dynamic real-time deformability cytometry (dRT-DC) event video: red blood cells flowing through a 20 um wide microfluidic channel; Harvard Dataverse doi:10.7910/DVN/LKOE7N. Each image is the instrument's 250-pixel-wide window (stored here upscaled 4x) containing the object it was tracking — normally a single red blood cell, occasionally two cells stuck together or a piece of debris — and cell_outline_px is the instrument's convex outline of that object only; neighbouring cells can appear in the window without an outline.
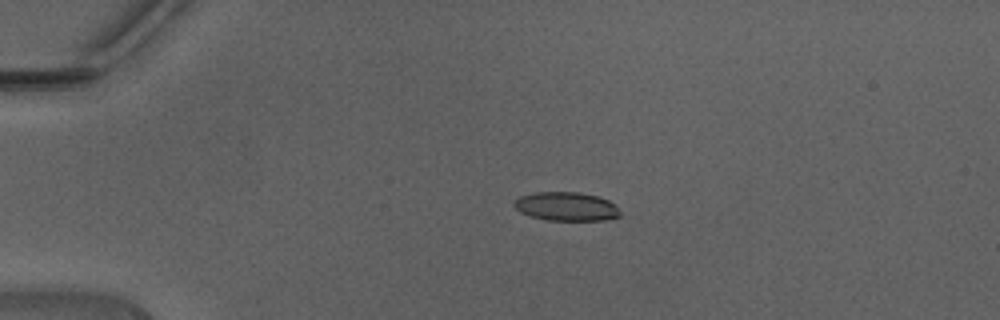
{"species": "Egyptian fruit bat (a non-hibernating species)", "species_latin": "Rousettus aegyptiacus", "temperature_condition": "warm", "stored_images_in_passage": 37, "camera_frame_rate_fps": 3000, "um_per_image_px": 0.085, "animal": {"sex": "male"}, "frame": {"image": 1, "passage_image": 1, "time_ms": 0.0, "image_size_px": [1000, 320], "cell_outline_px": [[620, 216], [604, 220], [548, 220], [528, 216], [520, 212], [512, 204], [520, 196], [536, 192], [576, 192], [596, 196], [608, 200], [616, 204], [620, 212]], "centroid_in_image_um": [48.13, 17.55], "position_along_channel_um": 36.9, "area_um2": 17.74}}
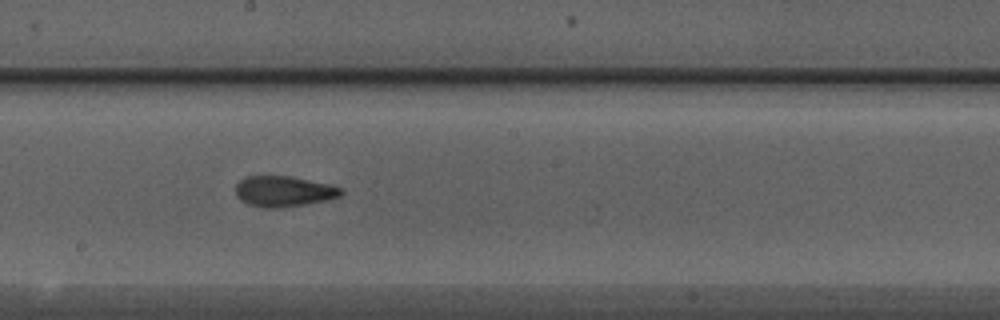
{"frame": {"image": 2, "passage_image": 17, "time_ms": 5.333, "image_size_px": [1000, 320], "cell_outline_px": [[344, 192], [340, 196], [328, 200], [304, 204], [276, 208], [264, 208], [248, 204], [240, 200], [236, 196], [236, 184], [244, 176], [288, 176], [332, 184], [344, 188]], "centroid_in_image_um": [24.14, 16.26], "position_along_channel_um": 224.1, "area_um2": 19.02}}
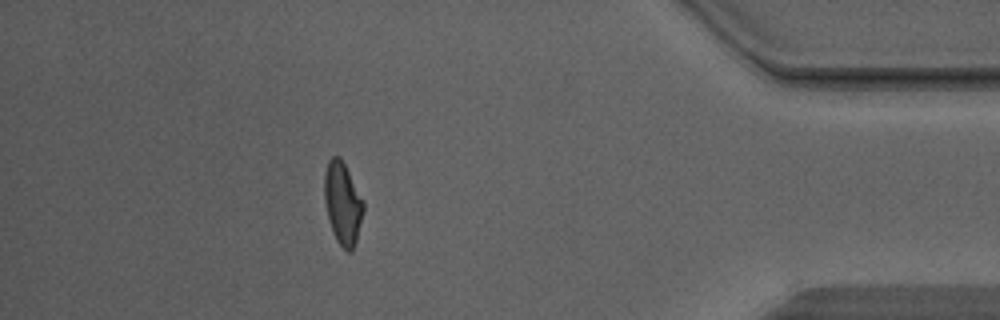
{"frame": {"image": 3, "passage_image": 32, "time_ms": 10.333, "image_size_px": [1000, 320], "cell_outline_px": [[364, 208], [356, 240], [352, 252], [348, 252], [336, 240], [328, 220], [324, 200], [324, 172], [328, 160], [332, 156], [340, 156], [364, 200]], "centroid_in_image_um": [29.11, 17.25], "position_along_channel_um": 406.1, "area_um2": 18.79}, "authors_computed_cell_mechanics": {"area_um2": 19.0162, "velocity_mm_per_s": 4.4661, "shape_relaxation_time_tau1_ms": 7.0713, "shape_relaxation_time_tau2_ms": 1.2609, "deformation_change_tau1": 0.201, "deformation_change_tau2": 0.0777}}